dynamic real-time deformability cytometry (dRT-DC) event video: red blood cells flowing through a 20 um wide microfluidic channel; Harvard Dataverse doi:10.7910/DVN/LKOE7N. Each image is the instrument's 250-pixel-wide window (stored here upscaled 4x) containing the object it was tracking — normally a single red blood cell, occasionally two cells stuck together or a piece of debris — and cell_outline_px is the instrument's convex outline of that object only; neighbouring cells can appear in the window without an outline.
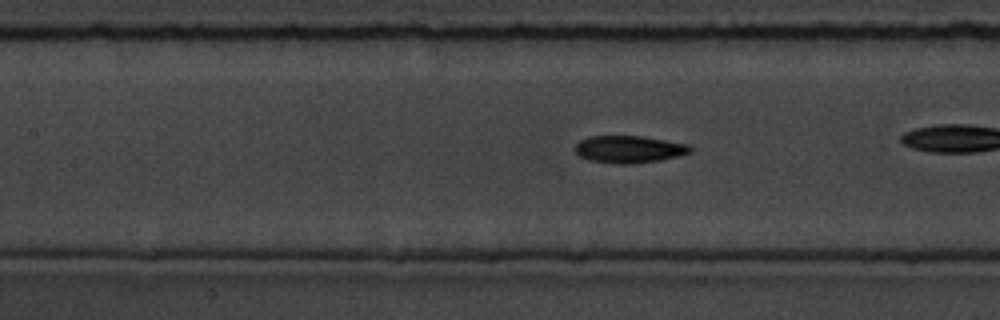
{"species": "common noctule bat (a hibernating species)", "species_latin": "Nyctalus noctula", "temperature_condition": "room temperature", "stored_images_in_passage": 28, "camera_frame_rate_fps": 3000, "um_per_image_px": 0.085, "animal": {"sex": "male", "body_mass_g": 19.5, "forearm_length_mm": 54.6}, "frame": {"image": 1, "passage_image": 9, "time_ms": 2.667, "image_size_px": [1000, 320], "cell_outline_px": [[692, 152], [680, 156], [660, 160], [632, 164], [616, 164], [588, 160], [580, 156], [576, 152], [576, 144], [580, 140], [588, 136], [640, 136], [688, 144], [692, 148]], "centroid_in_image_um": [53.48, 12.69], "position_along_channel_um": 153.9, "area_um2": 18.32}}